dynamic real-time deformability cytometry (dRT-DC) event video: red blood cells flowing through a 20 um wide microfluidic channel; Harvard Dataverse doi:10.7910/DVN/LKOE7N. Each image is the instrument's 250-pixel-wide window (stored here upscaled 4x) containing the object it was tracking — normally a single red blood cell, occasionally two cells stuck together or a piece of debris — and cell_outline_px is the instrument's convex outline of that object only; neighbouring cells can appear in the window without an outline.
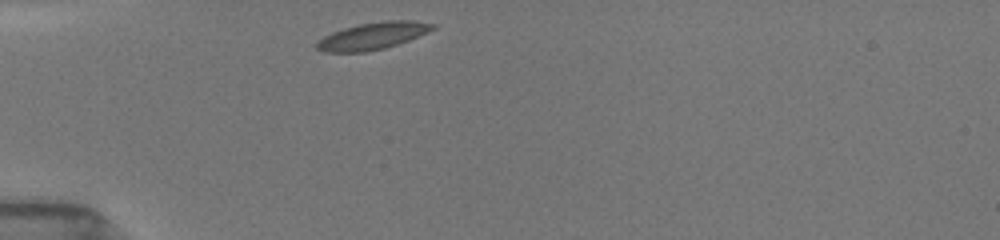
{"species": "common noctule bat (a hibernating species)", "species_latin": "Nyctalus noctula", "temperature_condition": "room temperature", "stored_images_in_passage": 4, "camera_frame_rate_fps": 3000, "um_per_image_px": 0.085, "animal": {"sex": "female", "body_mass_g": 19.5, "forearm_length_mm": 54.1}, "frame": {"image": 1, "passage_image": 1, "time_ms": 0.0, "image_size_px": [1000, 240], "cell_outline_px": [[436, 28], [428, 32], [408, 40], [384, 48], [364, 52], [324, 52], [316, 48], [316, 40], [332, 32], [344, 28], [360, 24], [388, 20], [412, 20], [436, 24]], "centroid_in_image_um": [31.67, 3.05], "position_along_channel_um": 53.3, "area_um2": 18.21}}
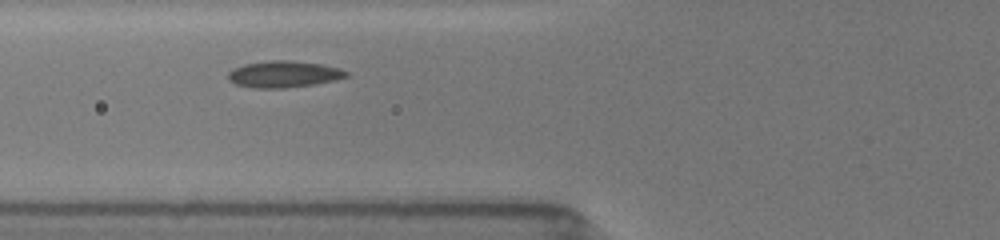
{"frame": {"image": 2, "passage_image": 3, "time_ms": 1.667, "image_size_px": [1000, 240], "cell_outline_px": [[348, 76], [336, 80], [312, 84], [284, 88], [252, 88], [236, 84], [228, 80], [228, 72], [232, 68], [244, 64], [272, 60], [292, 60], [320, 64], [340, 68], [348, 72]], "centroid_in_image_um": [24.09, 6.3], "position_along_channel_um": 101.7, "area_um2": 18.32}}